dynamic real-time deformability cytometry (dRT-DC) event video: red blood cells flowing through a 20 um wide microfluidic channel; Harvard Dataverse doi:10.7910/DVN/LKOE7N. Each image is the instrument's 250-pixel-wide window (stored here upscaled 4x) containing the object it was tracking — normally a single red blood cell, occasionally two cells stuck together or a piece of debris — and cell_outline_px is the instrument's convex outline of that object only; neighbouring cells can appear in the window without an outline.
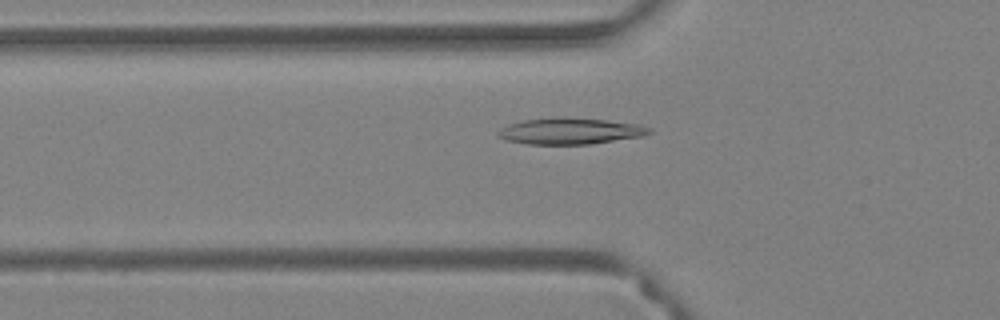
{"species": "Egyptian fruit bat (a non-hibernating species)", "species_latin": "Rousettus aegyptiacus", "temperature_condition": "warm", "stored_images_in_passage": 56, "camera_frame_rate_fps": 3000, "um_per_image_px": 0.085, "animal": {"sex": "female"}, "frame": {"image": 1, "passage_image": 20, "time_ms": 6.333, "image_size_px": [1000, 320], "cell_outline_px": [[652, 132], [644, 136], [592, 144], [528, 144], [508, 140], [496, 136], [496, 132], [500, 128], [508, 124], [524, 120], [552, 116], [564, 116], [608, 120], [640, 124], [652, 128]], "centroid_in_image_um": [48.48, 11.12], "position_along_channel_um": 77.3, "area_um2": 23.7}}
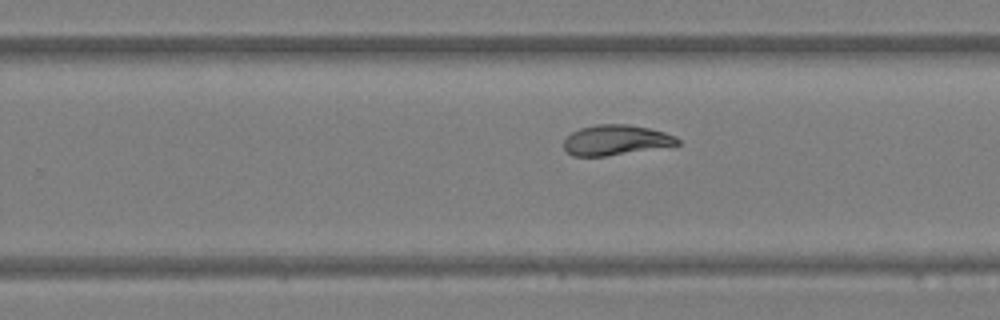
{"frame": {"image": 2, "passage_image": 36, "time_ms": 11.667, "image_size_px": [1000, 320], "cell_outline_px": [[680, 144], [604, 156], [572, 156], [564, 148], [564, 140], [572, 132], [580, 128], [596, 124], [628, 124], [648, 128], [664, 132], [676, 136], [680, 140]], "centroid_in_image_um": [52.32, 11.89], "position_along_channel_um": 277.5, "area_um2": 19.77}}
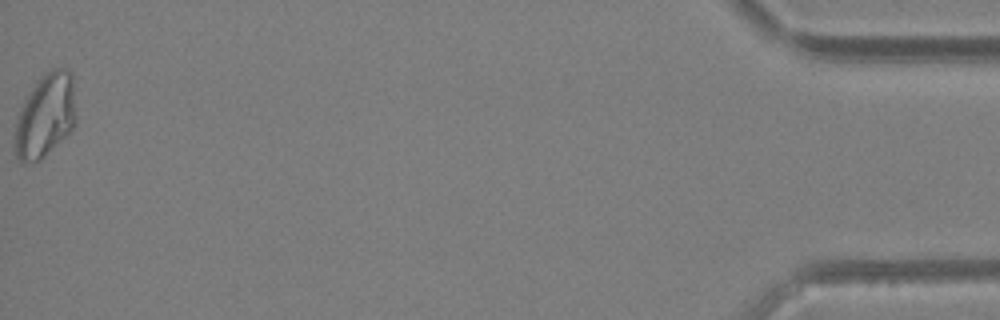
{"frame": {"image": 3, "passage_image": 56, "time_ms": 18.333, "image_size_px": [1000, 320], "cell_outline_px": [[76, 124], [40, 160], [20, 160], [16, 156], [16, 120], [24, 100], [28, 92], [36, 80], [44, 72], [52, 68], [68, 68], [72, 72], [76, 116]], "centroid_in_image_um": [3.89, 9.72], "position_along_channel_um": 431.3, "area_um2": 29.48}, "authors_computed_cell_mechanics": {"area_um2": 23.0333, "velocity_mm_per_s": 3.7528, "shape_relaxation_time_tau1_ms": 7.0077, "shape_relaxation_time_tau2_ms": 2.7264, "deformation_change_tau1": 0.2123, "deformation_change_tau2": 0.076}}